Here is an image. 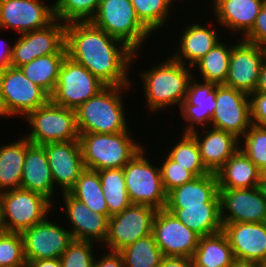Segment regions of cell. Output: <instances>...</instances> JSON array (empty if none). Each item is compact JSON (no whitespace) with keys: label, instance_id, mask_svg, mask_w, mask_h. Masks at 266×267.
Segmentation results:
<instances>
[{"label":"cell","instance_id":"1","mask_svg":"<svg viewBox=\"0 0 266 267\" xmlns=\"http://www.w3.org/2000/svg\"><path fill=\"white\" fill-rule=\"evenodd\" d=\"M65 48L70 59L87 68L106 86L134 85L129 70L139 52L91 21L66 24Z\"/></svg>","mask_w":266,"mask_h":267},{"label":"cell","instance_id":"2","mask_svg":"<svg viewBox=\"0 0 266 267\" xmlns=\"http://www.w3.org/2000/svg\"><path fill=\"white\" fill-rule=\"evenodd\" d=\"M193 68L174 60L171 56L161 63L143 70L141 77L146 106L153 113L178 106L185 100Z\"/></svg>","mask_w":266,"mask_h":267},{"label":"cell","instance_id":"3","mask_svg":"<svg viewBox=\"0 0 266 267\" xmlns=\"http://www.w3.org/2000/svg\"><path fill=\"white\" fill-rule=\"evenodd\" d=\"M130 88L132 85L106 86L75 109L79 133L112 134L129 129L122 98Z\"/></svg>","mask_w":266,"mask_h":267},{"label":"cell","instance_id":"4","mask_svg":"<svg viewBox=\"0 0 266 267\" xmlns=\"http://www.w3.org/2000/svg\"><path fill=\"white\" fill-rule=\"evenodd\" d=\"M79 134L85 168L94 171L123 168L144 148L143 143L134 141L130 129L112 134Z\"/></svg>","mask_w":266,"mask_h":267},{"label":"cell","instance_id":"5","mask_svg":"<svg viewBox=\"0 0 266 267\" xmlns=\"http://www.w3.org/2000/svg\"><path fill=\"white\" fill-rule=\"evenodd\" d=\"M91 22L134 52H140L146 39L152 35L137 18L131 0H101Z\"/></svg>","mask_w":266,"mask_h":267},{"label":"cell","instance_id":"6","mask_svg":"<svg viewBox=\"0 0 266 267\" xmlns=\"http://www.w3.org/2000/svg\"><path fill=\"white\" fill-rule=\"evenodd\" d=\"M24 119L31 129L25 137L32 144L79 140L76 111L56 105L51 100Z\"/></svg>","mask_w":266,"mask_h":267},{"label":"cell","instance_id":"7","mask_svg":"<svg viewBox=\"0 0 266 267\" xmlns=\"http://www.w3.org/2000/svg\"><path fill=\"white\" fill-rule=\"evenodd\" d=\"M145 152L144 147L123 167L129 200L131 204L165 209L167 193L162 184L160 166H154Z\"/></svg>","mask_w":266,"mask_h":267},{"label":"cell","instance_id":"8","mask_svg":"<svg viewBox=\"0 0 266 267\" xmlns=\"http://www.w3.org/2000/svg\"><path fill=\"white\" fill-rule=\"evenodd\" d=\"M2 223L7 232L21 233L43 221L53 209L44 195L23 188L0 193Z\"/></svg>","mask_w":266,"mask_h":267},{"label":"cell","instance_id":"9","mask_svg":"<svg viewBox=\"0 0 266 267\" xmlns=\"http://www.w3.org/2000/svg\"><path fill=\"white\" fill-rule=\"evenodd\" d=\"M105 87L87 68L66 56L50 100L56 105L75 110Z\"/></svg>","mask_w":266,"mask_h":267},{"label":"cell","instance_id":"10","mask_svg":"<svg viewBox=\"0 0 266 267\" xmlns=\"http://www.w3.org/2000/svg\"><path fill=\"white\" fill-rule=\"evenodd\" d=\"M157 209L148 205L130 204L121 213L111 216L104 249L121 251L141 237L152 233ZM108 248V249H107Z\"/></svg>","mask_w":266,"mask_h":267},{"label":"cell","instance_id":"11","mask_svg":"<svg viewBox=\"0 0 266 267\" xmlns=\"http://www.w3.org/2000/svg\"><path fill=\"white\" fill-rule=\"evenodd\" d=\"M65 28L66 24L55 18L44 28L19 34L12 42L11 67L19 68L49 54H67Z\"/></svg>","mask_w":266,"mask_h":267},{"label":"cell","instance_id":"12","mask_svg":"<svg viewBox=\"0 0 266 267\" xmlns=\"http://www.w3.org/2000/svg\"><path fill=\"white\" fill-rule=\"evenodd\" d=\"M0 91L11 117L22 119L50 100L42 88L30 81L19 68L11 66L0 71Z\"/></svg>","mask_w":266,"mask_h":267},{"label":"cell","instance_id":"13","mask_svg":"<svg viewBox=\"0 0 266 267\" xmlns=\"http://www.w3.org/2000/svg\"><path fill=\"white\" fill-rule=\"evenodd\" d=\"M216 108L210 127L241 137L252 125L249 95L224 84L216 85Z\"/></svg>","mask_w":266,"mask_h":267},{"label":"cell","instance_id":"14","mask_svg":"<svg viewBox=\"0 0 266 267\" xmlns=\"http://www.w3.org/2000/svg\"><path fill=\"white\" fill-rule=\"evenodd\" d=\"M27 265L34 260L60 258L73 237L67 227L52 222L48 216L21 232Z\"/></svg>","mask_w":266,"mask_h":267},{"label":"cell","instance_id":"15","mask_svg":"<svg viewBox=\"0 0 266 267\" xmlns=\"http://www.w3.org/2000/svg\"><path fill=\"white\" fill-rule=\"evenodd\" d=\"M152 234L164 256L191 258L200 236L166 209L157 210Z\"/></svg>","mask_w":266,"mask_h":267},{"label":"cell","instance_id":"16","mask_svg":"<svg viewBox=\"0 0 266 267\" xmlns=\"http://www.w3.org/2000/svg\"><path fill=\"white\" fill-rule=\"evenodd\" d=\"M44 0H0V31L13 29L22 34L49 25L54 19V5Z\"/></svg>","mask_w":266,"mask_h":267},{"label":"cell","instance_id":"17","mask_svg":"<svg viewBox=\"0 0 266 267\" xmlns=\"http://www.w3.org/2000/svg\"><path fill=\"white\" fill-rule=\"evenodd\" d=\"M230 54L226 86L248 95L256 91L260 67L266 56V48L237 39Z\"/></svg>","mask_w":266,"mask_h":267},{"label":"cell","instance_id":"18","mask_svg":"<svg viewBox=\"0 0 266 267\" xmlns=\"http://www.w3.org/2000/svg\"><path fill=\"white\" fill-rule=\"evenodd\" d=\"M218 195L222 223H266V199L257 187L219 189Z\"/></svg>","mask_w":266,"mask_h":267},{"label":"cell","instance_id":"19","mask_svg":"<svg viewBox=\"0 0 266 267\" xmlns=\"http://www.w3.org/2000/svg\"><path fill=\"white\" fill-rule=\"evenodd\" d=\"M46 151L51 176L60 193L68 192L86 169L79 140L42 145Z\"/></svg>","mask_w":266,"mask_h":267},{"label":"cell","instance_id":"20","mask_svg":"<svg viewBox=\"0 0 266 267\" xmlns=\"http://www.w3.org/2000/svg\"><path fill=\"white\" fill-rule=\"evenodd\" d=\"M237 263L260 265L266 260V223H222Z\"/></svg>","mask_w":266,"mask_h":267},{"label":"cell","instance_id":"21","mask_svg":"<svg viewBox=\"0 0 266 267\" xmlns=\"http://www.w3.org/2000/svg\"><path fill=\"white\" fill-rule=\"evenodd\" d=\"M196 76L189 83L185 100L179 107L182 119L187 123L184 133L210 127L216 104V84L199 82Z\"/></svg>","mask_w":266,"mask_h":267},{"label":"cell","instance_id":"22","mask_svg":"<svg viewBox=\"0 0 266 267\" xmlns=\"http://www.w3.org/2000/svg\"><path fill=\"white\" fill-rule=\"evenodd\" d=\"M66 219L69 220V231L74 240L104 243L108 232L109 218L92 212L83 202L74 198L69 192L62 193Z\"/></svg>","mask_w":266,"mask_h":267},{"label":"cell","instance_id":"23","mask_svg":"<svg viewBox=\"0 0 266 267\" xmlns=\"http://www.w3.org/2000/svg\"><path fill=\"white\" fill-rule=\"evenodd\" d=\"M211 2L215 16L213 18H216L217 25L224 27V31L227 28L231 35L239 33L242 35L240 38H243L252 29L263 0H212Z\"/></svg>","mask_w":266,"mask_h":267},{"label":"cell","instance_id":"24","mask_svg":"<svg viewBox=\"0 0 266 267\" xmlns=\"http://www.w3.org/2000/svg\"><path fill=\"white\" fill-rule=\"evenodd\" d=\"M191 132L200 149L203 164L210 173H216L239 149L240 139L231 133L213 127Z\"/></svg>","mask_w":266,"mask_h":267},{"label":"cell","instance_id":"25","mask_svg":"<svg viewBox=\"0 0 266 267\" xmlns=\"http://www.w3.org/2000/svg\"><path fill=\"white\" fill-rule=\"evenodd\" d=\"M20 188L40 193L51 202L55 198L57 190L44 147L32 144L27 138Z\"/></svg>","mask_w":266,"mask_h":267},{"label":"cell","instance_id":"26","mask_svg":"<svg viewBox=\"0 0 266 267\" xmlns=\"http://www.w3.org/2000/svg\"><path fill=\"white\" fill-rule=\"evenodd\" d=\"M208 26L197 22L185 25L179 38V49L170 56L179 63L193 67L222 39L216 29Z\"/></svg>","mask_w":266,"mask_h":267},{"label":"cell","instance_id":"27","mask_svg":"<svg viewBox=\"0 0 266 267\" xmlns=\"http://www.w3.org/2000/svg\"><path fill=\"white\" fill-rule=\"evenodd\" d=\"M218 181L215 173L195 177L167 193L165 209H184V206H204L220 203Z\"/></svg>","mask_w":266,"mask_h":267},{"label":"cell","instance_id":"28","mask_svg":"<svg viewBox=\"0 0 266 267\" xmlns=\"http://www.w3.org/2000/svg\"><path fill=\"white\" fill-rule=\"evenodd\" d=\"M219 189H244L257 187L260 169L238 149L215 173Z\"/></svg>","mask_w":266,"mask_h":267},{"label":"cell","instance_id":"29","mask_svg":"<svg viewBox=\"0 0 266 267\" xmlns=\"http://www.w3.org/2000/svg\"><path fill=\"white\" fill-rule=\"evenodd\" d=\"M191 259L193 267H233L237 263L223 231L200 237Z\"/></svg>","mask_w":266,"mask_h":267},{"label":"cell","instance_id":"30","mask_svg":"<svg viewBox=\"0 0 266 267\" xmlns=\"http://www.w3.org/2000/svg\"><path fill=\"white\" fill-rule=\"evenodd\" d=\"M166 210L200 237L222 231L220 203H204V206H184V209Z\"/></svg>","mask_w":266,"mask_h":267},{"label":"cell","instance_id":"31","mask_svg":"<svg viewBox=\"0 0 266 267\" xmlns=\"http://www.w3.org/2000/svg\"><path fill=\"white\" fill-rule=\"evenodd\" d=\"M0 146V193L20 188L26 155V137Z\"/></svg>","mask_w":266,"mask_h":267},{"label":"cell","instance_id":"32","mask_svg":"<svg viewBox=\"0 0 266 267\" xmlns=\"http://www.w3.org/2000/svg\"><path fill=\"white\" fill-rule=\"evenodd\" d=\"M66 56L67 54L41 56L19 67V69L30 81L51 96L55 90L59 70Z\"/></svg>","mask_w":266,"mask_h":267},{"label":"cell","instance_id":"33","mask_svg":"<svg viewBox=\"0 0 266 267\" xmlns=\"http://www.w3.org/2000/svg\"><path fill=\"white\" fill-rule=\"evenodd\" d=\"M68 192L83 202L92 212L104 214L109 218L108 205L103 195L98 171L85 169Z\"/></svg>","mask_w":266,"mask_h":267},{"label":"cell","instance_id":"34","mask_svg":"<svg viewBox=\"0 0 266 267\" xmlns=\"http://www.w3.org/2000/svg\"><path fill=\"white\" fill-rule=\"evenodd\" d=\"M232 44L220 41L198 63L196 68L200 79L216 85L225 84L228 75Z\"/></svg>","mask_w":266,"mask_h":267},{"label":"cell","instance_id":"35","mask_svg":"<svg viewBox=\"0 0 266 267\" xmlns=\"http://www.w3.org/2000/svg\"><path fill=\"white\" fill-rule=\"evenodd\" d=\"M103 195L108 205L109 218L121 213L130 204L127 189L125 187V175L123 168H110L98 171Z\"/></svg>","mask_w":266,"mask_h":267},{"label":"cell","instance_id":"36","mask_svg":"<svg viewBox=\"0 0 266 267\" xmlns=\"http://www.w3.org/2000/svg\"><path fill=\"white\" fill-rule=\"evenodd\" d=\"M119 252L124 267H159L164 257L152 233L139 238Z\"/></svg>","mask_w":266,"mask_h":267},{"label":"cell","instance_id":"37","mask_svg":"<svg viewBox=\"0 0 266 267\" xmlns=\"http://www.w3.org/2000/svg\"><path fill=\"white\" fill-rule=\"evenodd\" d=\"M179 138V142L171 144L172 147L166 155L182 167L191 171L196 177L207 175L210 172L202 162L200 149L195 137L191 133H184Z\"/></svg>","mask_w":266,"mask_h":267},{"label":"cell","instance_id":"38","mask_svg":"<svg viewBox=\"0 0 266 267\" xmlns=\"http://www.w3.org/2000/svg\"><path fill=\"white\" fill-rule=\"evenodd\" d=\"M176 0H131L137 18L153 34L158 29L168 26L172 4ZM167 21V22H166Z\"/></svg>","mask_w":266,"mask_h":267},{"label":"cell","instance_id":"39","mask_svg":"<svg viewBox=\"0 0 266 267\" xmlns=\"http://www.w3.org/2000/svg\"><path fill=\"white\" fill-rule=\"evenodd\" d=\"M101 0H56L54 16L64 24L91 21Z\"/></svg>","mask_w":266,"mask_h":267},{"label":"cell","instance_id":"40","mask_svg":"<svg viewBox=\"0 0 266 267\" xmlns=\"http://www.w3.org/2000/svg\"><path fill=\"white\" fill-rule=\"evenodd\" d=\"M0 267H27L21 233L0 231Z\"/></svg>","mask_w":266,"mask_h":267},{"label":"cell","instance_id":"41","mask_svg":"<svg viewBox=\"0 0 266 267\" xmlns=\"http://www.w3.org/2000/svg\"><path fill=\"white\" fill-rule=\"evenodd\" d=\"M240 144L239 149L261 170L266 164V127L252 124Z\"/></svg>","mask_w":266,"mask_h":267},{"label":"cell","instance_id":"42","mask_svg":"<svg viewBox=\"0 0 266 267\" xmlns=\"http://www.w3.org/2000/svg\"><path fill=\"white\" fill-rule=\"evenodd\" d=\"M95 242L74 240L61 255L60 262L62 267H93L95 260ZM94 246V247H93Z\"/></svg>","mask_w":266,"mask_h":267},{"label":"cell","instance_id":"43","mask_svg":"<svg viewBox=\"0 0 266 267\" xmlns=\"http://www.w3.org/2000/svg\"><path fill=\"white\" fill-rule=\"evenodd\" d=\"M164 156V162L159 164H161V179L166 193L178 186L192 181L196 177L191 171L171 160L168 156Z\"/></svg>","mask_w":266,"mask_h":267},{"label":"cell","instance_id":"44","mask_svg":"<svg viewBox=\"0 0 266 267\" xmlns=\"http://www.w3.org/2000/svg\"><path fill=\"white\" fill-rule=\"evenodd\" d=\"M241 39L266 48V0H263L261 10L252 29Z\"/></svg>","mask_w":266,"mask_h":267},{"label":"cell","instance_id":"45","mask_svg":"<svg viewBox=\"0 0 266 267\" xmlns=\"http://www.w3.org/2000/svg\"><path fill=\"white\" fill-rule=\"evenodd\" d=\"M249 99L252 124L266 127V93L253 92Z\"/></svg>","mask_w":266,"mask_h":267},{"label":"cell","instance_id":"46","mask_svg":"<svg viewBox=\"0 0 266 267\" xmlns=\"http://www.w3.org/2000/svg\"><path fill=\"white\" fill-rule=\"evenodd\" d=\"M105 254V255H104ZM102 258L95 257L93 267H124L123 258L120 252L106 251Z\"/></svg>","mask_w":266,"mask_h":267},{"label":"cell","instance_id":"47","mask_svg":"<svg viewBox=\"0 0 266 267\" xmlns=\"http://www.w3.org/2000/svg\"><path fill=\"white\" fill-rule=\"evenodd\" d=\"M159 267H193V263L187 257L164 256Z\"/></svg>","mask_w":266,"mask_h":267},{"label":"cell","instance_id":"48","mask_svg":"<svg viewBox=\"0 0 266 267\" xmlns=\"http://www.w3.org/2000/svg\"><path fill=\"white\" fill-rule=\"evenodd\" d=\"M12 47L11 44L0 39V71L11 66Z\"/></svg>","mask_w":266,"mask_h":267},{"label":"cell","instance_id":"49","mask_svg":"<svg viewBox=\"0 0 266 267\" xmlns=\"http://www.w3.org/2000/svg\"><path fill=\"white\" fill-rule=\"evenodd\" d=\"M27 267H62L59 258H47L31 261Z\"/></svg>","mask_w":266,"mask_h":267},{"label":"cell","instance_id":"50","mask_svg":"<svg viewBox=\"0 0 266 267\" xmlns=\"http://www.w3.org/2000/svg\"><path fill=\"white\" fill-rule=\"evenodd\" d=\"M255 92L266 93V56L260 67L259 80Z\"/></svg>","mask_w":266,"mask_h":267},{"label":"cell","instance_id":"51","mask_svg":"<svg viewBox=\"0 0 266 267\" xmlns=\"http://www.w3.org/2000/svg\"><path fill=\"white\" fill-rule=\"evenodd\" d=\"M257 188L259 189L262 196L266 199V175H260Z\"/></svg>","mask_w":266,"mask_h":267},{"label":"cell","instance_id":"52","mask_svg":"<svg viewBox=\"0 0 266 267\" xmlns=\"http://www.w3.org/2000/svg\"><path fill=\"white\" fill-rule=\"evenodd\" d=\"M0 118H11V115L9 114V112L7 111L4 101H3V97L0 91Z\"/></svg>","mask_w":266,"mask_h":267},{"label":"cell","instance_id":"53","mask_svg":"<svg viewBox=\"0 0 266 267\" xmlns=\"http://www.w3.org/2000/svg\"><path fill=\"white\" fill-rule=\"evenodd\" d=\"M233 267H259V265L236 263Z\"/></svg>","mask_w":266,"mask_h":267},{"label":"cell","instance_id":"54","mask_svg":"<svg viewBox=\"0 0 266 267\" xmlns=\"http://www.w3.org/2000/svg\"><path fill=\"white\" fill-rule=\"evenodd\" d=\"M4 230L3 223H2V212H1V202H0V231Z\"/></svg>","mask_w":266,"mask_h":267},{"label":"cell","instance_id":"55","mask_svg":"<svg viewBox=\"0 0 266 267\" xmlns=\"http://www.w3.org/2000/svg\"><path fill=\"white\" fill-rule=\"evenodd\" d=\"M261 175H266V164L265 166L260 170Z\"/></svg>","mask_w":266,"mask_h":267},{"label":"cell","instance_id":"56","mask_svg":"<svg viewBox=\"0 0 266 267\" xmlns=\"http://www.w3.org/2000/svg\"><path fill=\"white\" fill-rule=\"evenodd\" d=\"M259 267H266V260L263 261V262L259 265Z\"/></svg>","mask_w":266,"mask_h":267}]
</instances>
